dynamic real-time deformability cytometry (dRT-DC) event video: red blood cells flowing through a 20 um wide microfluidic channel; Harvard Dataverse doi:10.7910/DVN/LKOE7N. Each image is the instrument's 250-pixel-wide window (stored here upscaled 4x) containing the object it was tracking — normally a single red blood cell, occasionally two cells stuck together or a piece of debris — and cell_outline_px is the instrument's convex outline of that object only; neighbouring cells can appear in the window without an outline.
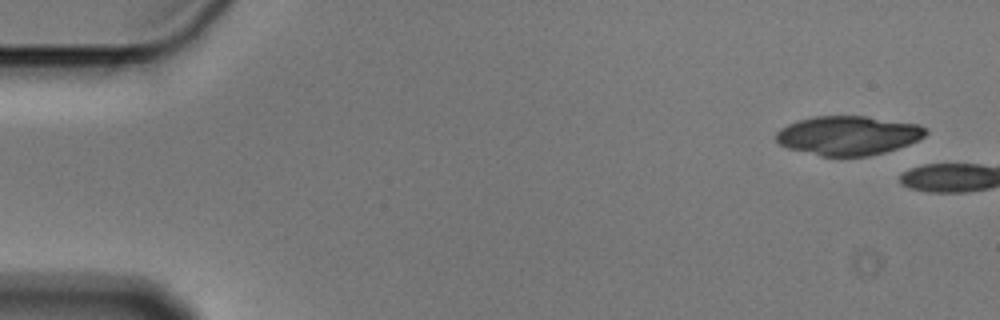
{"species": "Egyptian fruit bat (a non-hibernating species)", "species_latin": "Rousettus aegyptiacus", "temperature_condition": "cold", "stored_images_in_passage": 3, "camera_frame_rate_fps": 3000, "um_per_image_px": 0.085, "animal": {"sex": "male"}, "frame": {"image": 1, "passage_image": 1, "time_ms": 0.0, "image_size_px": [1000, 320], "cell_outline_px": [[928, 132], [924, 136], [908, 144], [884, 152], [868, 156], [820, 156], [788, 148], [780, 144], [776, 140], [776, 132], [780, 128], [796, 120], [812, 116], [864, 116], [920, 124], [928, 128]], "centroid_in_image_um": [72.08, 11.5], "position_along_channel_um": 12.9, "area_um2": 34.16}}